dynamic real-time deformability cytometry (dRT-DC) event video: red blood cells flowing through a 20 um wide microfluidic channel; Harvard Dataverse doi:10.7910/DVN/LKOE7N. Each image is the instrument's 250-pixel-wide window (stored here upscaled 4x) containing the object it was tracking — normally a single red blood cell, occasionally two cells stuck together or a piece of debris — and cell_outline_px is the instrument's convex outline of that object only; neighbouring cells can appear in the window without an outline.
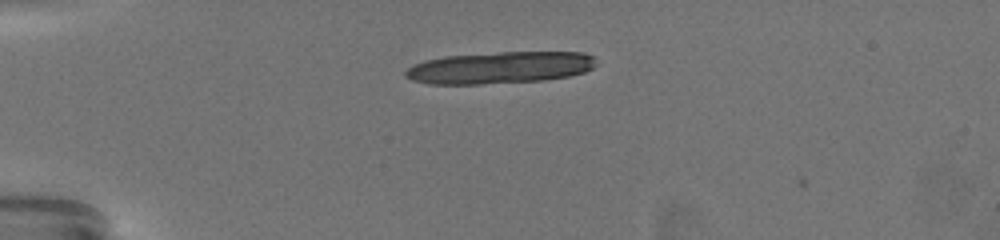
{"species": "common noctule bat (a hibernating species)", "species_latin": "Nyctalus noctula", "temperature_condition": "warm", "stored_images_in_passage": 5, "camera_frame_rate_fps": 3000, "um_per_image_px": 0.085, "animal": {"sex": "female", "body_mass_g": 19.5, "forearm_length_mm": 54.1}, "frame": {"image": 1, "passage_image": 4, "time_ms": 1.0, "image_size_px": [1000, 240], "cell_outline_px": [[596, 64], [592, 68], [584, 72], [568, 76], [544, 80], [480, 84], [428, 84], [412, 80], [404, 76], [404, 72], [412, 64], [424, 60], [444, 56], [500, 52], [584, 52], [596, 56]], "centroid_in_image_um": [42.48, 5.74], "position_along_channel_um": 42.5, "area_um2": 35.72}}